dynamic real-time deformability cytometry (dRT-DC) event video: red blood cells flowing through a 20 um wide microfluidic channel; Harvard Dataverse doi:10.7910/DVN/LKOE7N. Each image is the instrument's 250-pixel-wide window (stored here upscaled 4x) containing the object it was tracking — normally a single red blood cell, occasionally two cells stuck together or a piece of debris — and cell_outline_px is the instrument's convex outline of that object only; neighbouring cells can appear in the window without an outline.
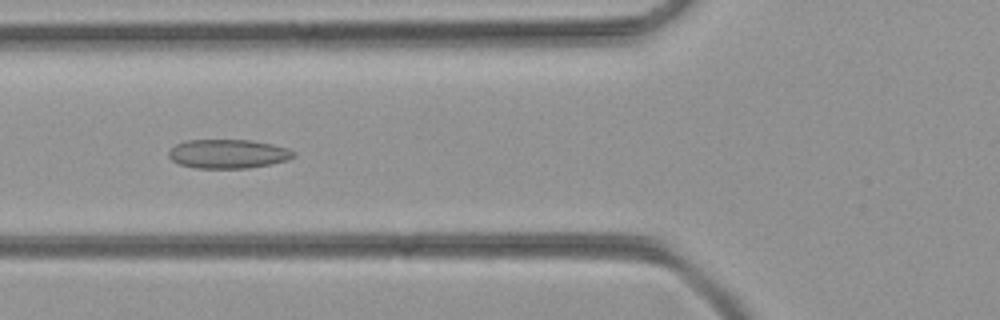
{"species": "common noctule bat (a hibernating species)", "species_latin": "Nyctalus noctula", "temperature_condition": "room temperature", "stored_images_in_passage": 44, "camera_frame_rate_fps": 3000, "um_per_image_px": 0.085, "animal": {"sex": "female", "body_mass_g": 21.9}, "frame": {"image": 1, "passage_image": 13, "time_ms": 4.0, "image_size_px": [1000, 320], "cell_outline_px": [[296, 156], [288, 160], [272, 164], [248, 168], [196, 168], [180, 164], [172, 160], [168, 156], [168, 152], [176, 144], [184, 140], [252, 140], [272, 144], [288, 148], [296, 152]], "centroid_in_image_um": [19.42, 13.07], "position_along_channel_um": 106.4, "area_um2": 21.27}}
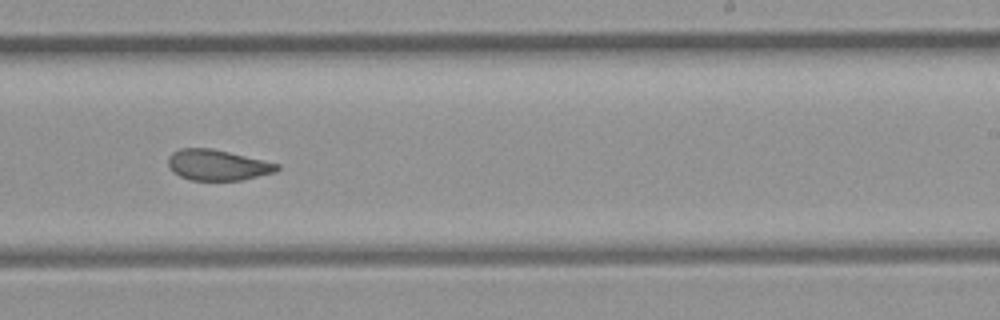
{"frame": {"image": 2, "passage_image": 25, "time_ms": 8.0, "image_size_px": [1000, 320], "cell_outline_px": [[280, 168], [276, 172], [244, 180], [192, 180], [180, 176], [172, 172], [168, 164], [168, 156], [172, 152], [180, 148], [212, 148], [264, 160], [280, 164]], "centroid_in_image_um": [18.5, 14.02], "position_along_channel_um": 270.5, "area_um2": 19.65}}
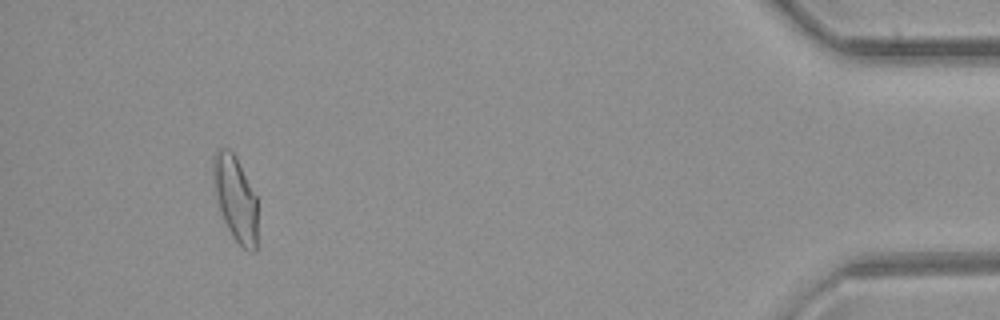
{"frame": {"image": 3, "passage_image": 41, "time_ms": 13.333, "image_size_px": [1000, 320], "cell_outline_px": [[256, 252], [248, 252], [232, 236], [224, 220], [216, 196], [212, 168], [212, 156], [220, 148], [228, 148], [232, 152], [256, 196]], "centroid_in_image_um": [20.0, 16.88], "position_along_channel_um": 415.2, "area_um2": 21.39}}